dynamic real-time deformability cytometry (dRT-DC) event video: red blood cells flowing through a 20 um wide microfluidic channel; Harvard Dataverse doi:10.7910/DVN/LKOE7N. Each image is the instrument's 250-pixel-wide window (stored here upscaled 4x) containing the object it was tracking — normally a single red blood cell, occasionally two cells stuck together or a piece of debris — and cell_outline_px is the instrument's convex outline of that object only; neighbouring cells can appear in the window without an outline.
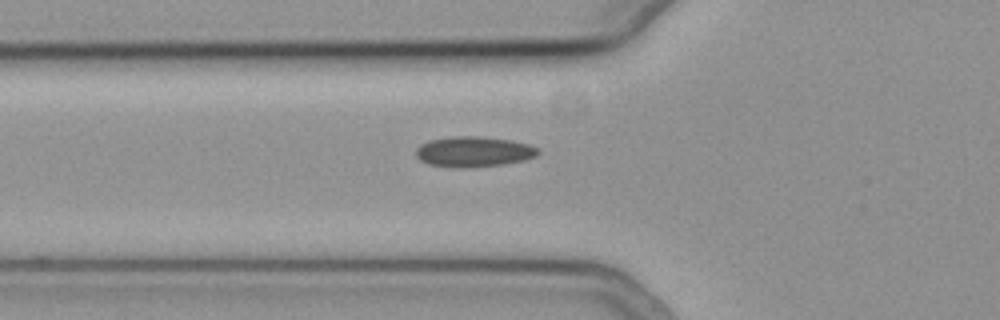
{"species": "common noctule bat (a hibernating species)", "species_latin": "Nyctalus noctula", "temperature_condition": "cold", "stored_images_in_passage": 37, "camera_frame_rate_fps": 3000, "um_per_image_px": 0.085, "animal": {"sex": "female", "body_mass_g": 19.3, "forearm_length_mm": 54.1}, "frame": {"image": 1, "passage_image": 5, "time_ms": 1.333, "image_size_px": [1000, 320], "cell_outline_px": [[540, 152], [536, 156], [524, 160], [504, 164], [468, 168], [452, 168], [428, 164], [420, 160], [416, 156], [416, 148], [420, 144], [428, 140], [452, 136], [476, 136], [512, 140], [528, 144], [536, 148]], "centroid_in_image_um": [40.22, 12.9], "position_along_channel_um": 85.6, "area_um2": 21.85}}
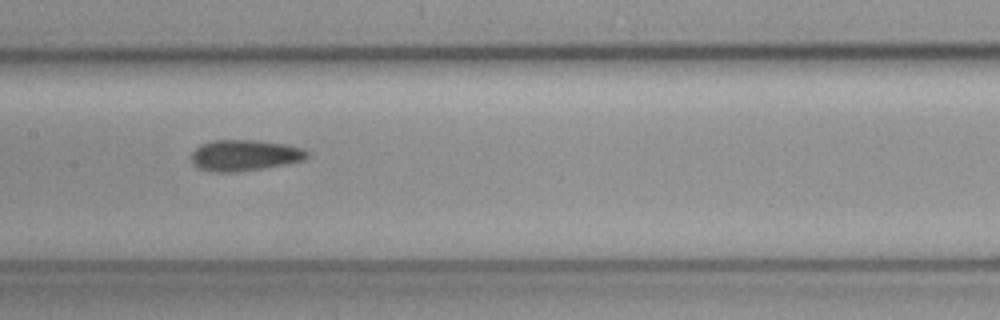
{"frame": {"image": 2, "passage_image": 13, "time_ms": 4.0, "image_size_px": [1000, 320], "cell_outline_px": [[312, 152], [304, 160], [284, 164], [236, 172], [208, 172], [196, 168], [192, 164], [192, 152], [200, 144], [212, 140], [256, 140], [284, 144], [304, 148]], "centroid_in_image_um": [20.77, 13.2], "position_along_channel_um": 186.6, "area_um2": 21.15}}
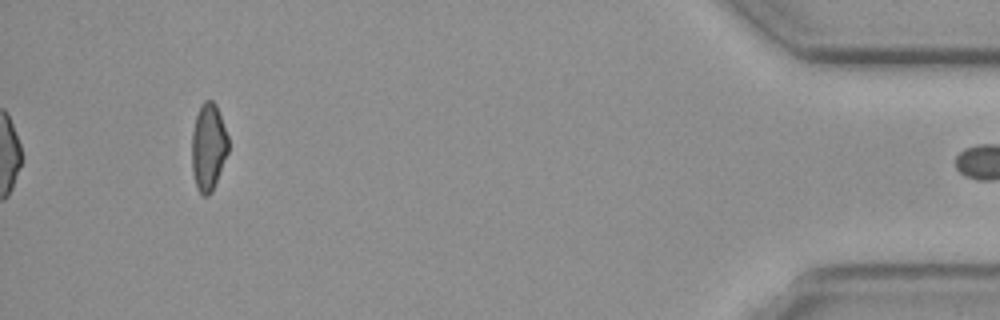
{"frame": {"image": 3, "passage_image": 37, "time_ms": 12.0, "image_size_px": [1000, 320], "cell_outline_px": [[228, 152], [212, 192], [208, 196], [204, 196], [196, 188], [192, 172], [192, 132], [196, 116], [200, 104], [204, 100], [212, 100], [216, 104], [228, 136]], "centroid_in_image_um": [17.7, 12.49], "position_along_channel_um": 417.5, "area_um2": 18.61}, "authors_computed_cell_mechanics": {"area_um2": 20.23, "velocity_mm_per_s": 3.7689, "shape_relaxation_time_tau1_ms": null, "shape_relaxation_time_tau2_ms": 4.204, "deformation_change_tau1": null, "deformation_change_tau2": 0.106}}